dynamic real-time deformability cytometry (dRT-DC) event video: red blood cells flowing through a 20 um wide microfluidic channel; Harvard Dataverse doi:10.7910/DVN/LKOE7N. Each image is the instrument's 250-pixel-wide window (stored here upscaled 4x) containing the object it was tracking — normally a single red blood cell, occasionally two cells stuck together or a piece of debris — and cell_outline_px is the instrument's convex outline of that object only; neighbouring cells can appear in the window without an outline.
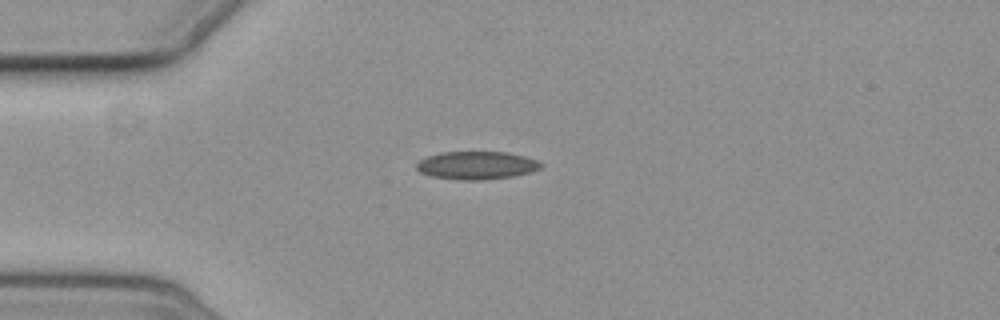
{"species": "common noctule bat (a hibernating species)", "species_latin": "Nyctalus noctula", "temperature_condition": "cold", "stored_images_in_passage": 4, "camera_frame_rate_fps": 3000, "um_per_image_px": 0.085, "animal": {"sex": "female", "body_mass_g": 19.3, "forearm_length_mm": 54.1}, "frame": {"image": 1, "passage_image": 1, "time_ms": 0.0, "image_size_px": [1000, 320], "cell_outline_px": [[544, 164], [540, 168], [532, 172], [512, 176], [480, 180], [460, 180], [432, 176], [420, 172], [416, 168], [416, 164], [420, 160], [428, 156], [440, 152], [508, 152], [540, 160]], "centroid_in_image_um": [40.55, 14.05], "position_along_channel_um": 44.5, "area_um2": 20.35}}
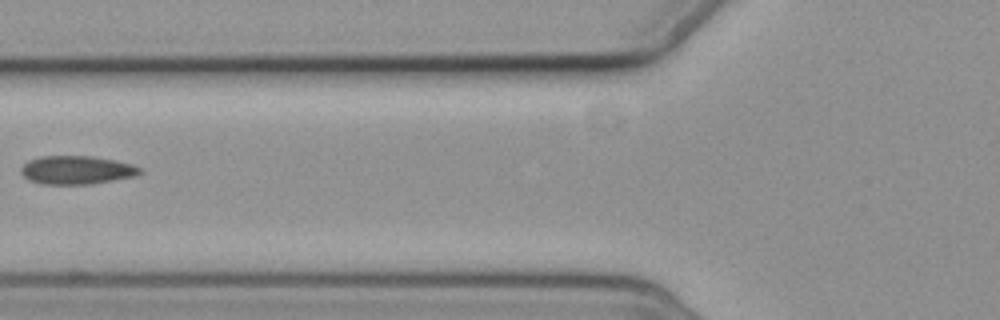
{"frame": {"image": 2, "passage_image": 3, "time_ms": 2.667, "image_size_px": [1000, 320], "cell_outline_px": [[144, 172], [136, 176], [88, 184], [40, 184], [28, 180], [20, 172], [20, 168], [28, 160], [40, 156], [92, 156], [116, 160], [132, 164], [140, 168]], "centroid_in_image_um": [6.5, 14.45], "position_along_channel_um": 119.3, "area_um2": 19.83}}
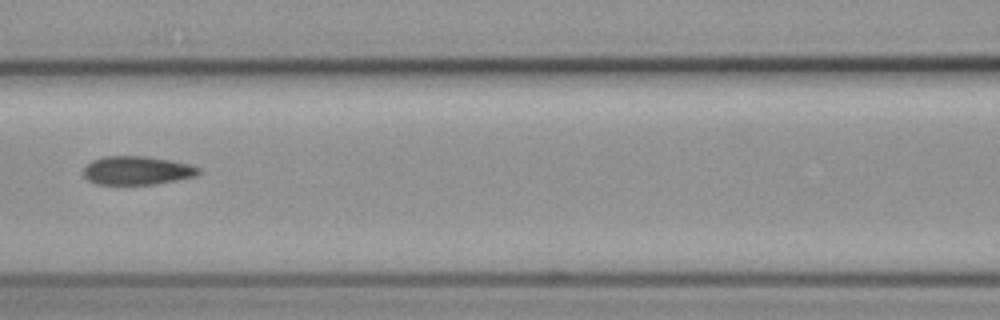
{"frame": {"image": 3, "passage_image": 4, "time_ms": 3.667, "image_size_px": [1000, 320], "cell_outline_px": [[200, 172], [196, 176], [156, 184], [96, 184], [88, 180], [84, 176], [84, 168], [92, 160], [100, 156], [144, 156], [172, 160], [192, 164], [200, 168]], "centroid_in_image_um": [11.66, 14.48], "position_along_channel_um": 154.9, "area_um2": 19.31}}